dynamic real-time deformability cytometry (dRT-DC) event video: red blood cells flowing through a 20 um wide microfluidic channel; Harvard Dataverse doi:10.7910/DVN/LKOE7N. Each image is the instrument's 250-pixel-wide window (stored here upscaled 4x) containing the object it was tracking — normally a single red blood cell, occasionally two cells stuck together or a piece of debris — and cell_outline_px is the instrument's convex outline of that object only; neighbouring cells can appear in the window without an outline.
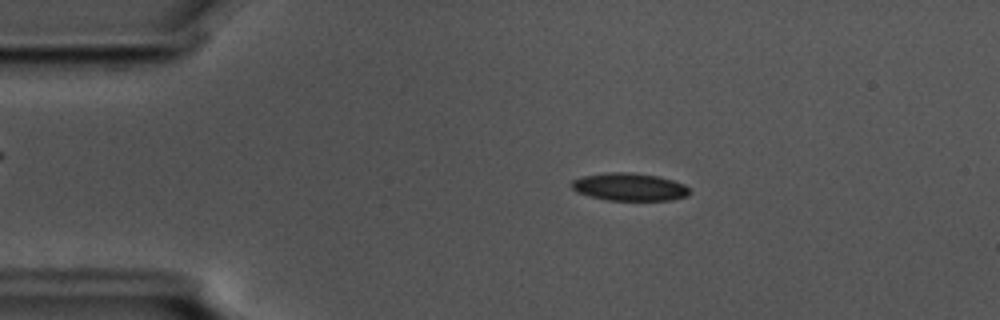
{"species": "common noctule bat (a hibernating species)", "species_latin": "Nyctalus noctula", "temperature_condition": "cold", "stored_images_in_passage": 55, "camera_frame_rate_fps": 3000, "um_per_image_px": 0.085, "animal": {"sex": "male", "body_mass_g": 17.5, "forearm_length_mm": 52.3}, "frame": {"image": 1, "passage_image": 10, "time_ms": 3.0, "image_size_px": [1000, 320], "cell_outline_px": [[688, 196], [672, 200], [608, 200], [588, 196], [576, 192], [572, 188], [572, 180], [580, 176], [608, 172], [632, 172], [660, 176], [684, 184], [688, 188]], "centroid_in_image_um": [53.47, 15.88], "position_along_channel_um": 31.5, "area_um2": 19.19}}
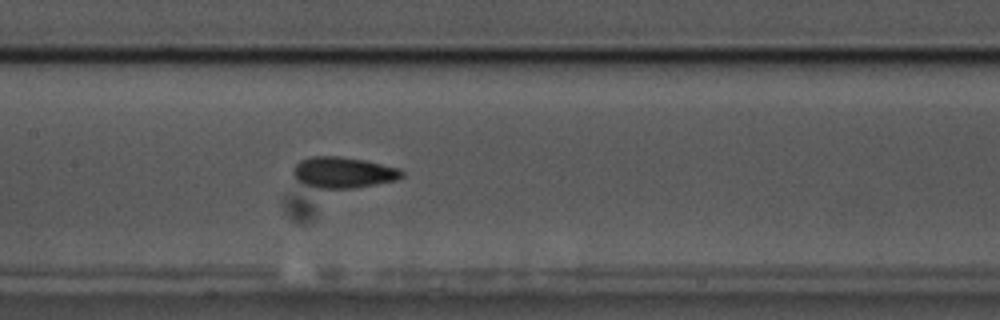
{"frame": {"image": 2, "passage_image": 26, "time_ms": 8.333, "image_size_px": [1000, 320], "cell_outline_px": [[404, 176], [396, 180], [356, 188], [316, 188], [304, 184], [296, 180], [292, 176], [292, 168], [300, 160], [312, 156], [340, 156], [364, 160], [400, 168], [404, 172]], "centroid_in_image_um": [29.15, 14.66], "position_along_channel_um": 178.2, "area_um2": 19.88}}
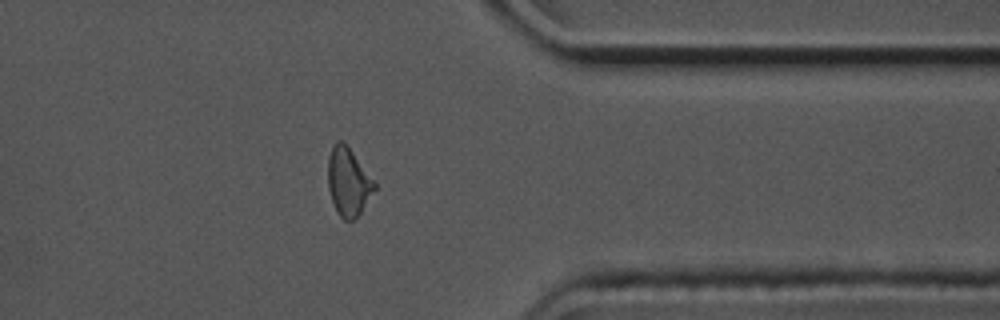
{"frame": {"image": 3, "passage_image": 44, "time_ms": 14.333, "image_size_px": [1000, 320], "cell_outline_px": [[376, 188], [360, 212], [352, 220], [344, 220], [336, 212], [328, 188], [328, 156], [332, 144], [336, 140], [344, 140], [376, 184]], "centroid_in_image_um": [29.57, 15.41], "position_along_channel_um": 381.8, "area_um2": 18.38}, "authors_computed_cell_mechanics": {"area_um2": 18.6694, "velocity_mm_per_s": 3.5731, "shape_relaxation_time_tau1_ms": 5.0465, "shape_relaxation_time_tau2_ms": 2.5379, "deformation_change_tau1": 0.1487, "deformation_change_tau2": 0.0897}}